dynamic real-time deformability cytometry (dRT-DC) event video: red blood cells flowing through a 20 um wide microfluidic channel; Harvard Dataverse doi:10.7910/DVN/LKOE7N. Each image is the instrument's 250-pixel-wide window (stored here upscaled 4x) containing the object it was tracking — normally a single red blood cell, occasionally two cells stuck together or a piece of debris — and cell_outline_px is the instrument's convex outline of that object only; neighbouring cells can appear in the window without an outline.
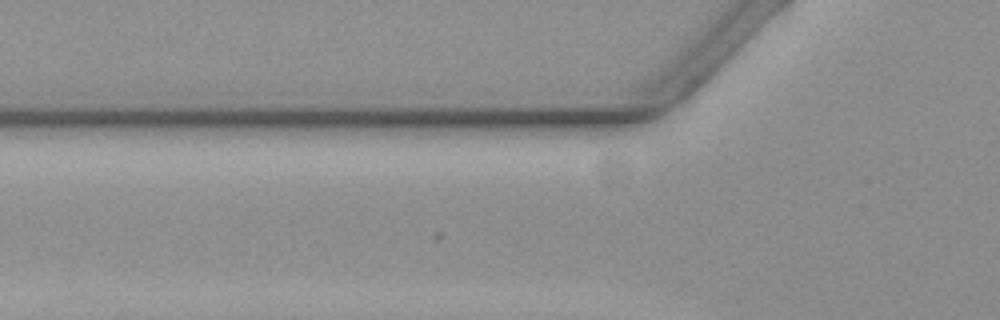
{"species": "common noctule bat (a hibernating species)", "species_latin": "Nyctalus noctula", "temperature_condition": "warm", "stored_images_in_passage": 4, "segment_of_instrument_passage": [2, 2], "camera_frame_rate_fps": 3000, "um_per_image_px": 0.085, "animal": {"sex": "female", "body_mass_g": 19.3, "forearm_length_mm": 54.1}, "frame": {"image": 1, "passage_image": 3, "time_ms": 0.667, "image_size_px": [1000, 320], "cell_outline_px": [[392, 268], [240, 268], [228, 264], [220, 260], [228, 252], [244, 248], [292, 244], [344, 244], [380, 256], [392, 264]], "centroid_in_image_um": [25.91, 21.87], "position_along_channel_um": 99.9, "area_um2": 24.28}}